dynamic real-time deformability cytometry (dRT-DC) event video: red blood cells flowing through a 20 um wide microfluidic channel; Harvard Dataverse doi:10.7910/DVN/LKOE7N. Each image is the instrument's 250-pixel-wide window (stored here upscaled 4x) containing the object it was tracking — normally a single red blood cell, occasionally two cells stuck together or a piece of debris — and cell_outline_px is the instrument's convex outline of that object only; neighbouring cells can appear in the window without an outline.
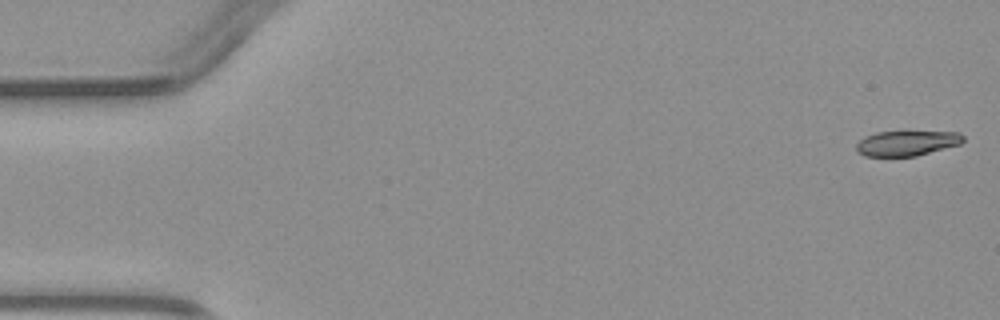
{"species": "common noctule bat (a hibernating species)", "species_latin": "Nyctalus noctula", "temperature_condition": "warm", "stored_images_in_passage": 4, "camera_frame_rate_fps": 3000, "um_per_image_px": 0.085, "animal": {"sex": "male", "body_mass_g": 23.1, "forearm_length_mm": 52.7}, "frame": {"image": 1, "passage_image": 1, "time_ms": 0.0, "image_size_px": [1000, 320], "cell_outline_px": [[964, 140], [960, 144], [916, 156], [864, 156], [856, 148], [856, 144], [864, 136], [876, 132], [960, 132], [964, 136]], "centroid_in_image_um": [77.08, 12.17], "position_along_channel_um": 7.9, "area_um2": 15.49}}
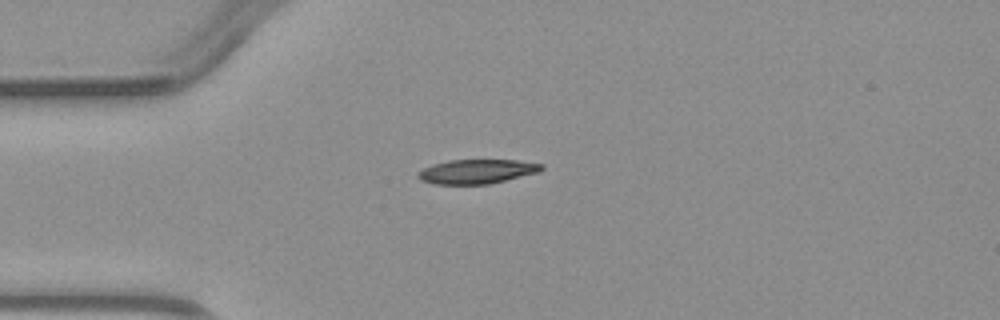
{"frame": {"image": 2, "passage_image": 4, "time_ms": 3.667, "image_size_px": [1000, 320], "cell_outline_px": [[544, 168], [540, 172], [488, 184], [432, 184], [420, 180], [416, 176], [416, 172], [432, 164], [448, 160], [516, 160], [544, 164]], "centroid_in_image_um": [40.51, 14.57], "position_along_channel_um": 44.5, "area_um2": 17.63}}